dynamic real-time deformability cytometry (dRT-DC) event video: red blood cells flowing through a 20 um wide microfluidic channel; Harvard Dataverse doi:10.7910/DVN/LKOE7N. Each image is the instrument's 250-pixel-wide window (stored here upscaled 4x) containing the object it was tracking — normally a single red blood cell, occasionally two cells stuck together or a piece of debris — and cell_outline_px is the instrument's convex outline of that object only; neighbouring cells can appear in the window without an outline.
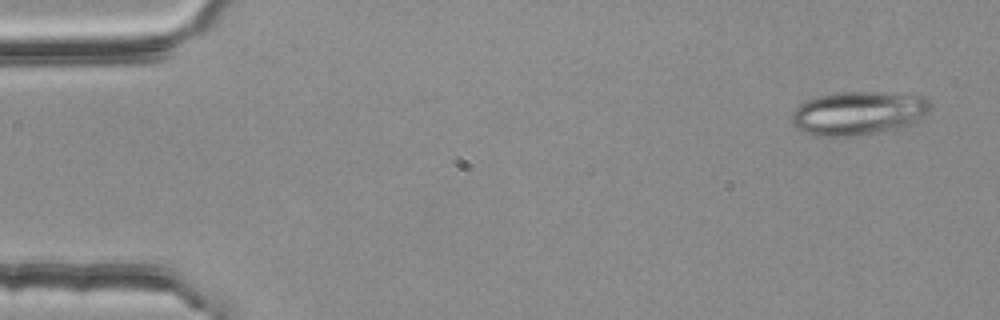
{"species": "common noctule bat (a hibernating species)", "species_latin": "Nyctalus noctula", "temperature_condition": "room temperature", "stored_images_in_passage": 4, "camera_frame_rate_fps": 3000, "um_per_image_px": 0.085, "animal": {"sex": "female", "body_mass_g": 25.1}, "frame": {"image": 1, "passage_image": 1, "time_ms": 0.0, "image_size_px": [1000, 320], "cell_outline_px": [[932, 108], [924, 116], [912, 124], [904, 128], [860, 136], [816, 136], [804, 132], [796, 128], [792, 124], [792, 112], [800, 104], [816, 96], [836, 92], [880, 92], [924, 96], [932, 104]], "centroid_in_image_um": [72.99, 9.63], "position_along_channel_um": 12.0, "area_um2": 35.84}}